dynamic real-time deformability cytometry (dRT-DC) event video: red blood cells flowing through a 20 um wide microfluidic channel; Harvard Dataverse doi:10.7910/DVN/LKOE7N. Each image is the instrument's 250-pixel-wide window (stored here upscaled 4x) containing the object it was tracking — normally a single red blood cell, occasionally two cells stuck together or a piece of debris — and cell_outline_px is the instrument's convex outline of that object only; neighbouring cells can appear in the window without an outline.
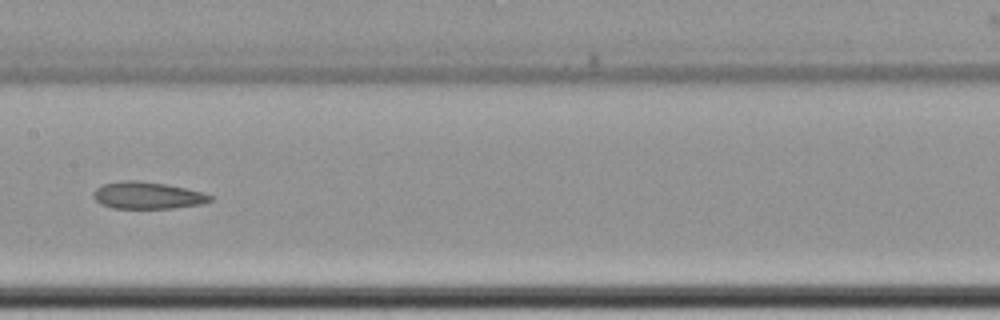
{"species": "common noctule bat (a hibernating species)", "species_latin": "Nyctalus noctula", "temperature_condition": "cold", "stored_images_in_passage": 13, "camera_frame_rate_fps": 3000, "um_per_image_px": 0.085, "animal": {"sex": "female", "body_mass_g": 22.7, "forearm_length_mm": 54.2}, "frame": {"image": 1, "passage_image": 10, "time_ms": 11.667, "image_size_px": [1000, 320], "cell_outline_px": [[212, 200], [200, 204], [172, 208], [112, 208], [100, 204], [92, 196], [92, 192], [96, 188], [104, 184], [120, 180], [136, 180], [164, 184], [204, 192], [212, 196]], "centroid_in_image_um": [12.49, 16.61], "position_along_channel_um": 194.9, "area_um2": 18.32}}
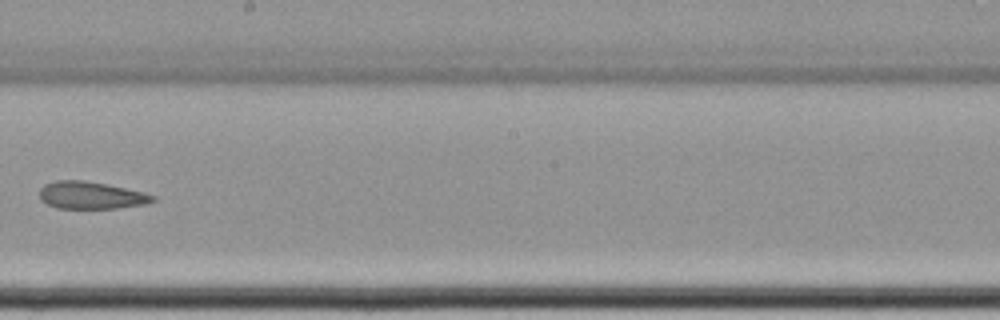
{"frame": {"image": 2, "passage_image": 11, "time_ms": 13.0, "image_size_px": [1000, 320], "cell_outline_px": [[156, 200], [144, 204], [116, 208], [56, 208], [40, 200], [40, 188], [44, 184], [56, 180], [84, 180], [108, 184], [144, 192], [156, 196]], "centroid_in_image_um": [7.73, 16.59], "position_along_channel_um": 240.5, "area_um2": 18.09}}